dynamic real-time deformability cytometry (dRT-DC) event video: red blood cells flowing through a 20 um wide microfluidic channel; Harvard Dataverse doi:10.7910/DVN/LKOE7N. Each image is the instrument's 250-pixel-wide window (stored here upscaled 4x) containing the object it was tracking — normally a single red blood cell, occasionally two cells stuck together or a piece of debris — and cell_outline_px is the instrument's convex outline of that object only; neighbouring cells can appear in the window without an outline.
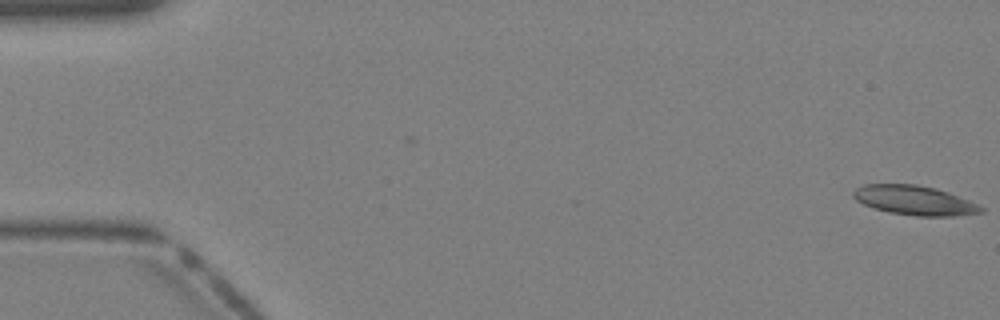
{"species": "Egyptian fruit bat (a non-hibernating species)", "species_latin": "Rousettus aegyptiacus", "temperature_condition": "warm", "stored_images_in_passage": 40, "camera_frame_rate_fps": 3000, "um_per_image_px": 0.085, "animal": {"sex": "female"}, "frame": {"image": 1, "passage_image": 1, "time_ms": 0.0, "image_size_px": [1000, 320], "cell_outline_px": [[984, 212], [952, 216], [916, 216], [888, 212], [864, 204], [856, 200], [852, 196], [852, 192], [856, 188], [864, 184], [916, 184], [936, 188], [948, 192], [968, 200], [984, 208]], "centroid_in_image_um": [77.72, 17.02], "position_along_channel_um": 7.3, "area_um2": 21.79}}
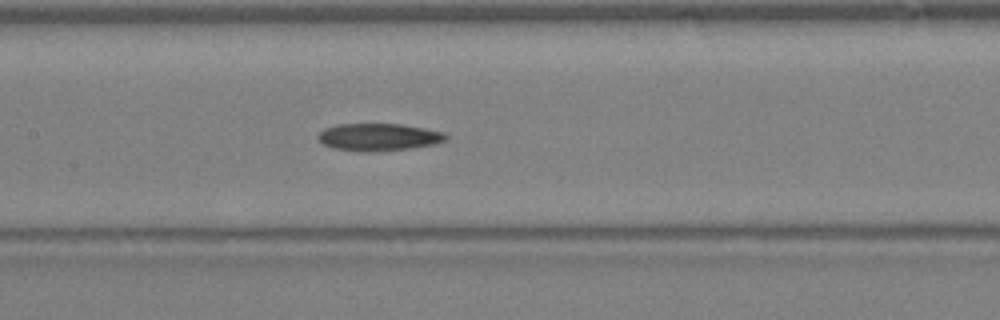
{"frame": {"image": 2, "passage_image": 20, "time_ms": 6.333, "image_size_px": [1000, 320], "cell_outline_px": [[448, 136], [444, 140], [436, 144], [408, 148], [368, 152], [332, 148], [324, 144], [316, 136], [324, 128], [336, 124], [400, 124], [424, 128], [444, 132]], "centroid_in_image_um": [32.16, 11.64], "position_along_channel_um": 175.2, "area_um2": 20.23}}
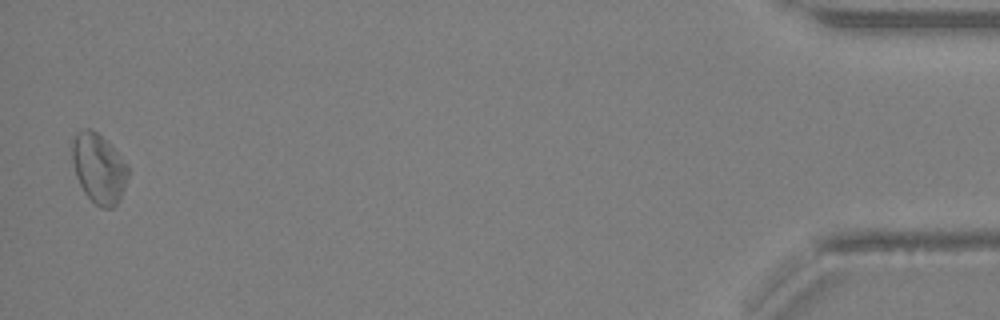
{"frame": {"image": 3, "passage_image": 40, "time_ms": 13.0, "image_size_px": [1000, 320], "cell_outline_px": [[128, 176], [124, 188], [116, 204], [112, 208], [100, 208], [84, 192], [76, 176], [72, 160], [72, 144], [76, 132], [84, 128], [92, 128], [128, 164]], "centroid_in_image_um": [8.38, 14.31], "position_along_channel_um": 426.8, "area_um2": 22.31}}